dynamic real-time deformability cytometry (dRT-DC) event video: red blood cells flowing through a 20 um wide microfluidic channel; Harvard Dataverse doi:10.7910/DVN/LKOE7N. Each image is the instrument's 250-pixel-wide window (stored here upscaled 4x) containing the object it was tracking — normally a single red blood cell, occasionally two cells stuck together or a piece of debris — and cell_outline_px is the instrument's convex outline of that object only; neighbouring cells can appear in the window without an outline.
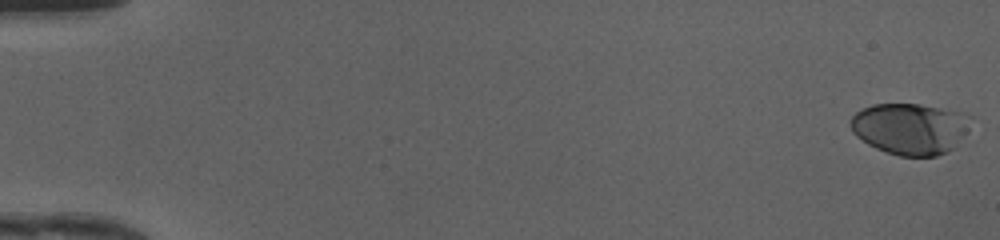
{"species": "human", "species_latin": "Homo sapiens", "temperature_condition": "cold", "stored_images_in_passage": 50, "camera_frame_rate_fps": 3000, "um_per_image_px": 0.085, "donor": {"sex": "female"}, "frame": {"image": 1, "passage_image": 1, "time_ms": 0.0, "image_size_px": [1000, 240], "cell_outline_px": [[972, 116], [968, 128], [952, 148], [948, 152], [936, 156], [900, 156], [876, 148], [868, 144], [856, 136], [852, 132], [848, 124], [852, 116], [856, 112], [872, 104], [920, 104], [968, 112]], "centroid_in_image_um": [77.36, 10.91], "position_along_channel_um": 7.6, "area_um2": 36.18}}
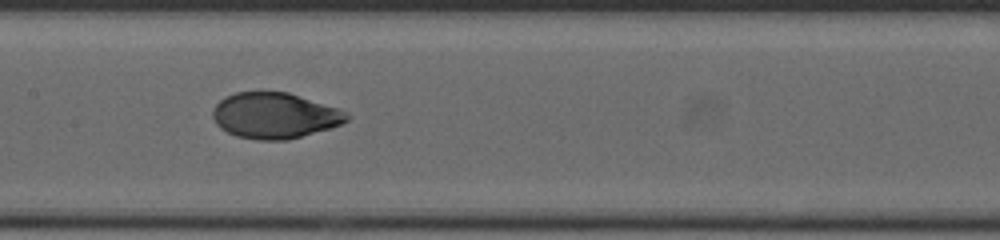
{"frame": {"image": 2, "passage_image": 26, "time_ms": 8.333, "image_size_px": [1000, 240], "cell_outline_px": [[348, 120], [340, 124], [328, 128], [288, 140], [256, 140], [236, 136], [220, 128], [216, 124], [212, 116], [212, 112], [216, 104], [220, 100], [236, 92], [288, 92], [348, 112]], "centroid_in_image_um": [23.31, 9.83], "position_along_channel_um": 184.1, "area_um2": 35.43}}
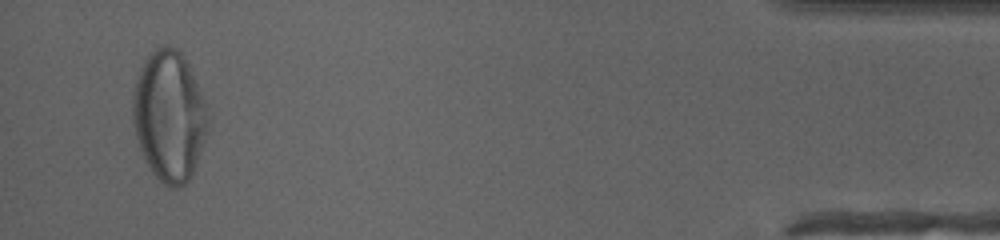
{"frame": {"image": 3, "passage_image": 48, "time_ms": 15.667, "image_size_px": [1000, 240], "cell_outline_px": [[208, 132], [192, 176], [184, 184], [176, 188], [172, 188], [164, 184], [152, 172], [144, 160], [132, 124], [132, 92], [140, 68], [144, 60], [156, 48], [164, 44], [168, 44], [176, 48], [184, 56], [188, 64], [204, 100], [208, 112]], "centroid_in_image_um": [14.37, 9.86], "position_along_channel_um": 420.8, "area_um2": 57.45}, "authors_computed_cell_mechanics": {"area_um2": 36.2406, "velocity_mm_per_s": 4.1905, "shape_relaxation_time_tau1_ms": 4.1193, "shape_relaxation_time_tau2_ms": null, "deformation_change_tau1": 0.205, "deformation_change_tau2": null}}